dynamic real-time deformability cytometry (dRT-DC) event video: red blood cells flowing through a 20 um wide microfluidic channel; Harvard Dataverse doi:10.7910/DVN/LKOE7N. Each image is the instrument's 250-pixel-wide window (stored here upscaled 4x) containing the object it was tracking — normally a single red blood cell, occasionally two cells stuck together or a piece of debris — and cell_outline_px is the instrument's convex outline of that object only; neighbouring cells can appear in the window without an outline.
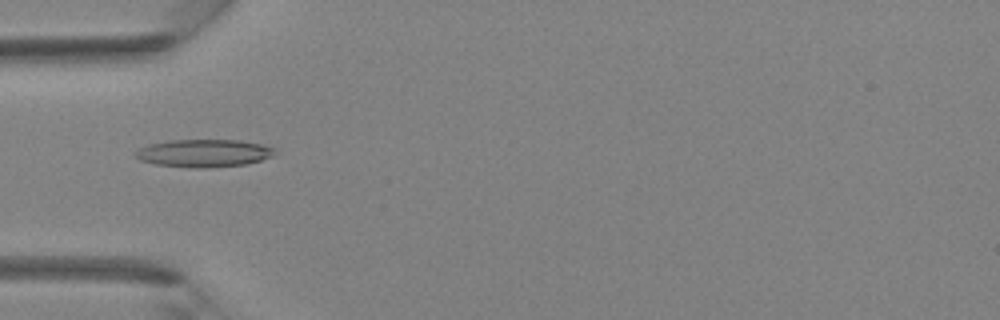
{"species": "Egyptian fruit bat (a non-hibernating species)", "species_latin": "Rousettus aegyptiacus", "temperature_condition": "room temperature", "stored_images_in_passage": 30, "camera_frame_rate_fps": 3000, "um_per_image_px": 0.085, "animal": {"sex": "female"}, "frame": {"image": 1, "passage_image": 3, "time_ms": 0.667, "image_size_px": [1000, 320], "cell_outline_px": [[276, 148], [272, 156], [260, 160], [244, 164], [200, 168], [192, 168], [156, 164], [140, 160], [132, 152], [148, 144], [168, 140], [240, 140], [260, 144]], "centroid_in_image_um": [17.28, 13.01], "position_along_channel_um": 67.7, "area_um2": 22.37}}
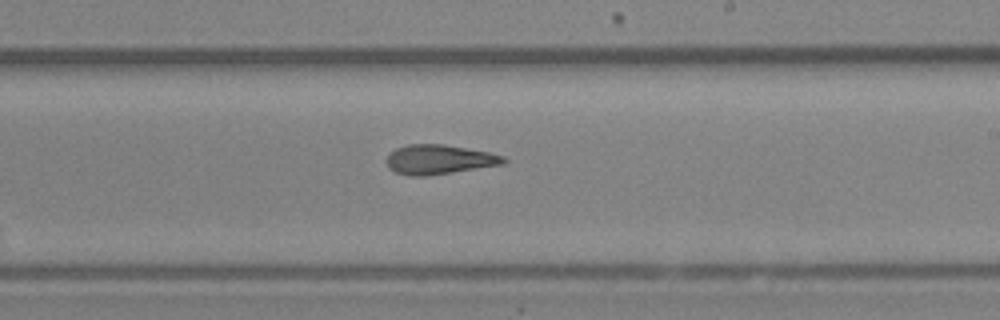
{"frame": {"image": 2, "passage_image": 14, "time_ms": 4.333, "image_size_px": [1000, 320], "cell_outline_px": [[508, 160], [504, 164], [452, 172], [424, 176], [408, 176], [396, 172], [388, 168], [384, 160], [396, 148], [408, 144], [444, 144], [488, 152], [504, 156]], "centroid_in_image_um": [37.3, 13.56], "position_along_channel_um": 251.7, "area_um2": 20.11}}
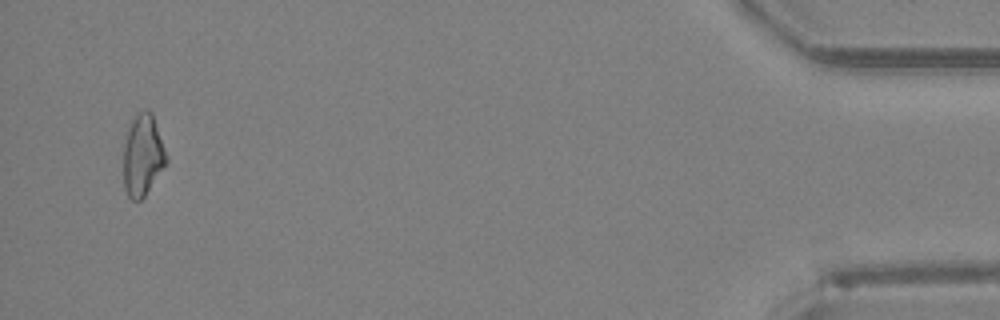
{"frame": {"image": 3, "passage_image": 29, "time_ms": 9.333, "image_size_px": [1000, 320], "cell_outline_px": [[168, 164], [144, 196], [140, 200], [132, 200], [128, 196], [124, 188], [124, 144], [128, 128], [132, 120], [140, 112], [152, 112], [168, 156]], "centroid_in_image_um": [12.16, 13.24], "position_along_channel_um": 423.0, "area_um2": 20.35}}